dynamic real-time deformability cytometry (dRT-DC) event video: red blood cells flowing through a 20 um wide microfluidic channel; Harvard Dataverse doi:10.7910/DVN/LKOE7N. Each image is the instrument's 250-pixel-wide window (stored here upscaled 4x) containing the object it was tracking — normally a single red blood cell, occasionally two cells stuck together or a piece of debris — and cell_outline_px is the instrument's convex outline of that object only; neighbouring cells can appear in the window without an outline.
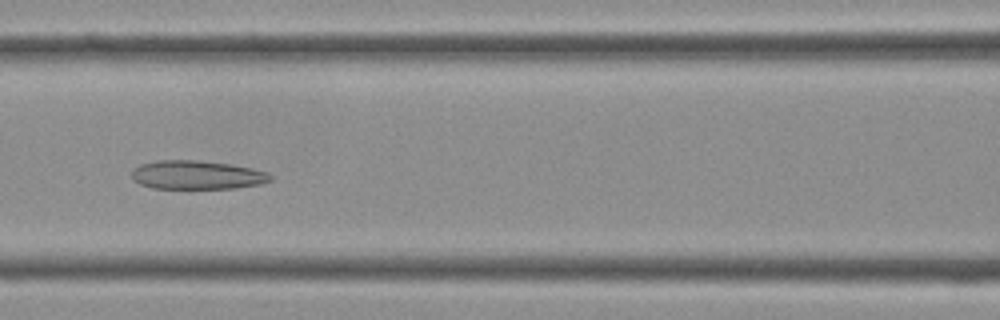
{"species": "Egyptian fruit bat (a non-hibernating species)", "species_latin": "Rousettus aegyptiacus", "temperature_condition": "cold", "stored_images_in_passage": 41, "segment_of_instrument_passage": [1, 2], "camera_frame_rate_fps": 3000, "um_per_image_px": 0.085, "frame": {"image": 1, "passage_image": 17, "time_ms": 5.333, "image_size_px": [1000, 320], "cell_outline_px": [[272, 180], [260, 184], [236, 188], [152, 188], [140, 184], [132, 176], [132, 172], [140, 164], [156, 160], [196, 160], [232, 164], [252, 168], [268, 172], [272, 176]], "centroid_in_image_um": [16.78, 14.86], "position_along_channel_um": 149.8, "area_um2": 23.18}}
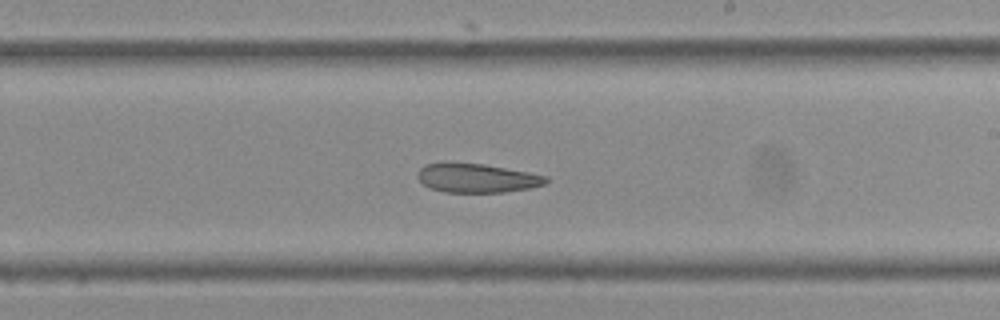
{"frame": {"image": 2, "passage_image": 23, "time_ms": 7.333, "image_size_px": [1000, 320], "cell_outline_px": [[548, 184], [528, 188], [504, 192], [444, 192], [428, 188], [416, 176], [420, 168], [424, 164], [444, 160], [484, 164], [528, 172], [548, 176]], "centroid_in_image_um": [40.48, 15.1], "position_along_channel_um": 248.5, "area_um2": 22.25}}
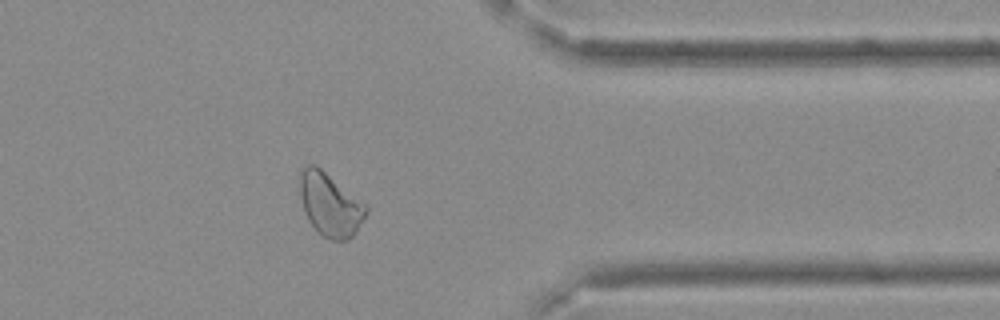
{"frame": {"image": 3, "passage_image": 32, "time_ms": 10.333, "image_size_px": [1000, 320], "cell_outline_px": [[368, 212], [356, 232], [348, 240], [332, 240], [324, 236], [308, 220], [304, 212], [300, 196], [300, 176], [304, 164], [312, 164], [320, 168], [368, 204]], "centroid_in_image_um": [28.09, 17.38], "position_along_channel_um": 383.3, "area_um2": 24.39}}